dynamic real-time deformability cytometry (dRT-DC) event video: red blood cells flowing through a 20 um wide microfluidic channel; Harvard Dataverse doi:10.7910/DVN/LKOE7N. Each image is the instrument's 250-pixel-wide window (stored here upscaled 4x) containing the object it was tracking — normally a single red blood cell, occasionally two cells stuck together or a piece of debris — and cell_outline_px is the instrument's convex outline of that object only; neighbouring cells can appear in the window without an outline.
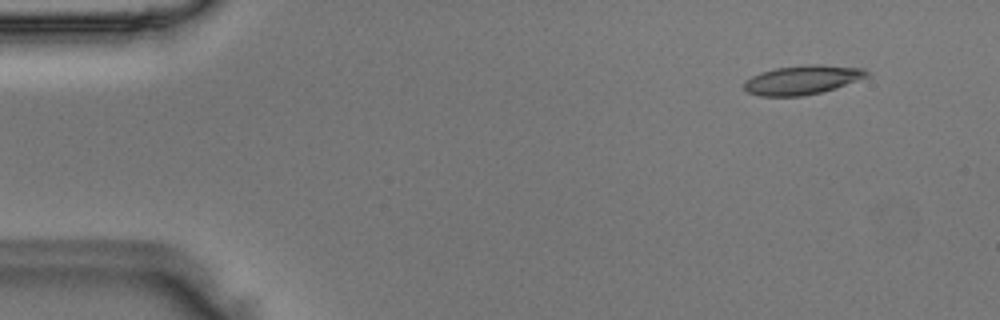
{"species": "Egyptian fruit bat (a non-hibernating species)", "species_latin": "Rousettus aegyptiacus", "temperature_condition": "room temperature", "stored_images_in_passage": 46, "camera_frame_rate_fps": 3000, "um_per_image_px": 0.085, "animal": {"sex": "male"}, "frame": {"image": 1, "passage_image": 1, "time_ms": 0.0, "image_size_px": [1000, 320], "cell_outline_px": [[868, 76], [836, 88], [804, 96], [760, 96], [748, 92], [744, 88], [744, 84], [752, 76], [760, 72], [776, 68], [812, 64], [816, 64], [864, 68], [868, 72]], "centroid_in_image_um": [68.2, 6.79], "position_along_channel_um": 16.8, "area_um2": 20.58}}
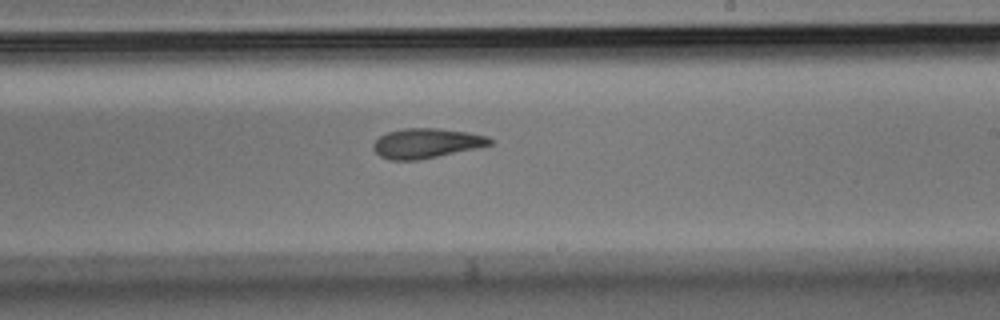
{"frame": {"image": 2, "passage_image": 26, "time_ms": 8.333, "image_size_px": [1000, 320], "cell_outline_px": [[492, 144], [420, 160], [392, 160], [380, 156], [372, 148], [372, 144], [380, 136], [388, 132], [404, 128], [436, 128], [468, 132], [488, 136], [492, 140]], "centroid_in_image_um": [36.21, 12.17], "position_along_channel_um": 252.8, "area_um2": 20.06}}
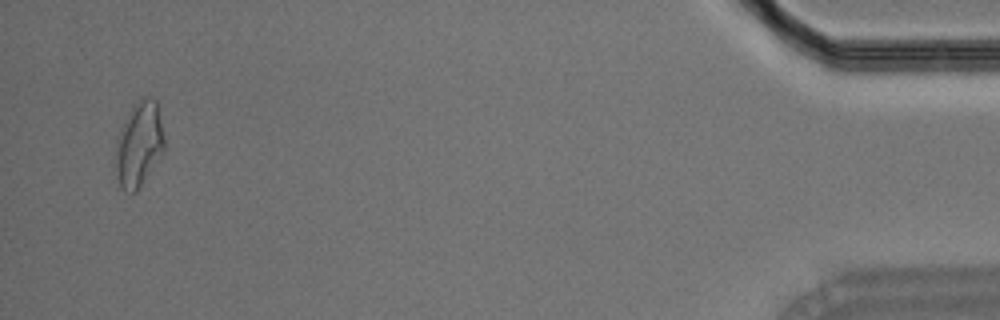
{"frame": {"image": 3, "passage_image": 45, "time_ms": 14.667, "image_size_px": [1000, 320], "cell_outline_px": [[164, 148], [136, 192], [124, 192], [112, 168], [116, 140], [120, 128], [132, 108], [144, 96], [148, 96], [156, 100], [164, 136]], "centroid_in_image_um": [11.75, 12.29], "position_along_channel_um": 423.4, "area_um2": 23.99}}